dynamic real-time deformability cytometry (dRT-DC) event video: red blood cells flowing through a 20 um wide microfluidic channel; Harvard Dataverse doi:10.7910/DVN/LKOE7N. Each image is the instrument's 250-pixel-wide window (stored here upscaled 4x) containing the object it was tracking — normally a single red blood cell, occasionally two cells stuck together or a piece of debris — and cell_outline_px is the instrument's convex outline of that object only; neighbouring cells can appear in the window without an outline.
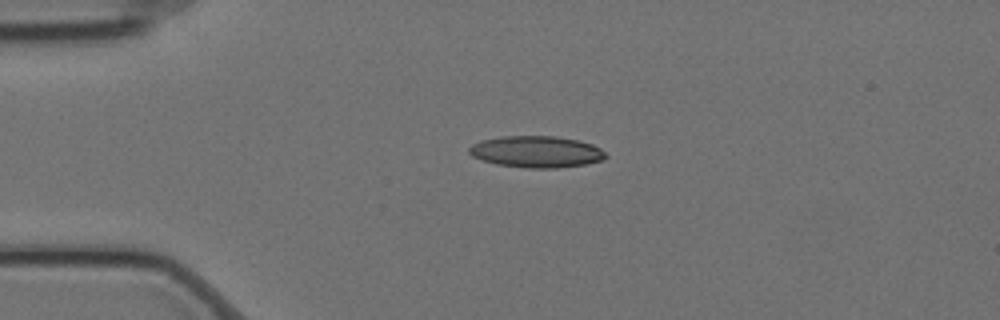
{"species": "Egyptian fruit bat (a non-hibernating species)", "species_latin": "Rousettus aegyptiacus", "temperature_condition": "cold", "stored_images_in_passage": 45, "camera_frame_rate_fps": 3000, "um_per_image_px": 0.085, "animal": {"sex": "female"}, "frame": {"image": 1, "passage_image": 1, "time_ms": 0.0, "image_size_px": [1000, 320], "cell_outline_px": [[608, 156], [604, 160], [584, 164], [556, 168], [528, 168], [496, 164], [472, 156], [468, 152], [468, 148], [472, 144], [480, 140], [500, 136], [556, 136], [580, 140], [592, 144], [600, 148]], "centroid_in_image_um": [45.59, 12.89], "position_along_channel_um": 39.4, "area_um2": 25.26}}
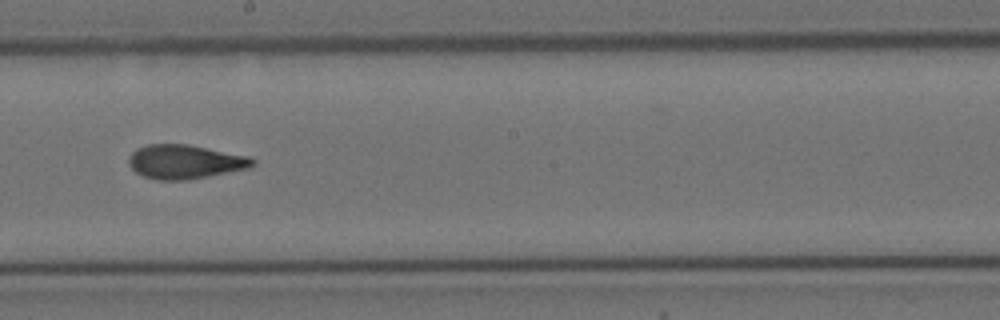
{"frame": {"image": 2, "passage_image": 20, "time_ms": 6.333, "image_size_px": [1000, 320], "cell_outline_px": [[256, 164], [248, 168], [188, 180], [156, 180], [144, 176], [136, 172], [128, 164], [128, 156], [136, 148], [148, 144], [188, 144], [248, 156], [256, 160]], "centroid_in_image_um": [15.7, 13.75], "position_along_channel_um": 232.5, "area_um2": 24.62}}
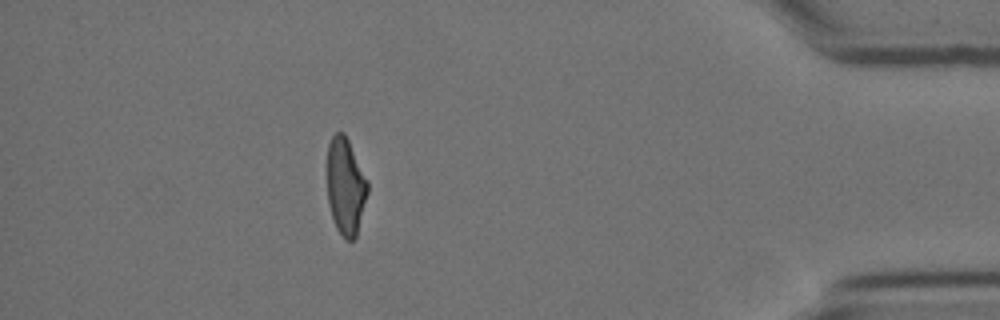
{"frame": {"image": 3, "passage_image": 39, "time_ms": 12.667, "image_size_px": [1000, 320], "cell_outline_px": [[368, 192], [356, 236], [352, 240], [344, 240], [336, 228], [328, 204], [328, 144], [332, 136], [336, 132], [344, 132], [368, 180]], "centroid_in_image_um": [29.38, 15.85], "position_along_channel_um": 405.8, "area_um2": 22.72}, "authors_computed_cell_mechanics": {"area_um2": 24.2182, "velocity_mm_per_s": 3.5072, "shape_relaxation_time_tau1_ms": 8.3523, "shape_relaxation_time_tau2_ms": 1.7157, "deformation_change_tau1": 0.226, "deformation_change_tau2": 0.0866}}